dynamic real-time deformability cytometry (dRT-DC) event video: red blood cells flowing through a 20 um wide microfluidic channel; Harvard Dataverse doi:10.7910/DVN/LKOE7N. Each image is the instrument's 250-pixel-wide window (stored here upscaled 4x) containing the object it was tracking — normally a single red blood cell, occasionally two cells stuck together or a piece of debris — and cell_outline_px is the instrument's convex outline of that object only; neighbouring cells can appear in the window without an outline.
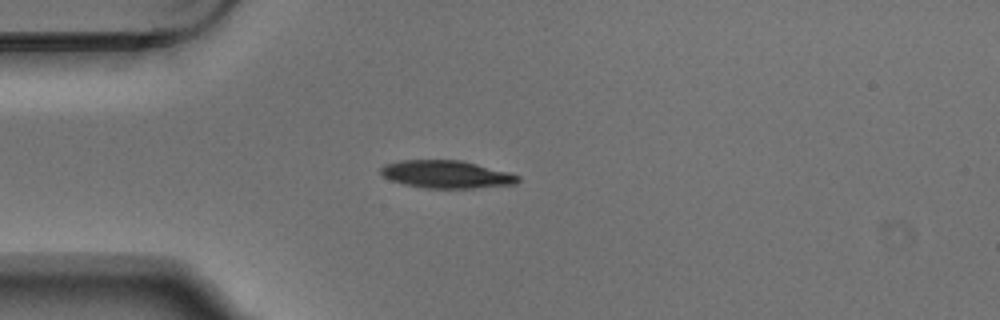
{"species": "Egyptian fruit bat (a non-hibernating species)", "species_latin": "Rousettus aegyptiacus", "temperature_condition": "warm", "stored_images_in_passage": 3, "camera_frame_rate_fps": 3000, "um_per_image_px": 0.085, "animal": {"sex": "male"}, "frame": {"image": 1, "passage_image": 3, "time_ms": 0.667, "image_size_px": [1000, 320], "cell_outline_px": [[520, 180], [516, 184], [472, 188], [428, 188], [408, 184], [392, 180], [384, 176], [380, 172], [380, 168], [384, 164], [400, 160], [460, 160], [508, 172], [520, 176]], "centroid_in_image_um": [37.96, 14.81], "position_along_channel_um": 47.0, "area_um2": 21.85}}